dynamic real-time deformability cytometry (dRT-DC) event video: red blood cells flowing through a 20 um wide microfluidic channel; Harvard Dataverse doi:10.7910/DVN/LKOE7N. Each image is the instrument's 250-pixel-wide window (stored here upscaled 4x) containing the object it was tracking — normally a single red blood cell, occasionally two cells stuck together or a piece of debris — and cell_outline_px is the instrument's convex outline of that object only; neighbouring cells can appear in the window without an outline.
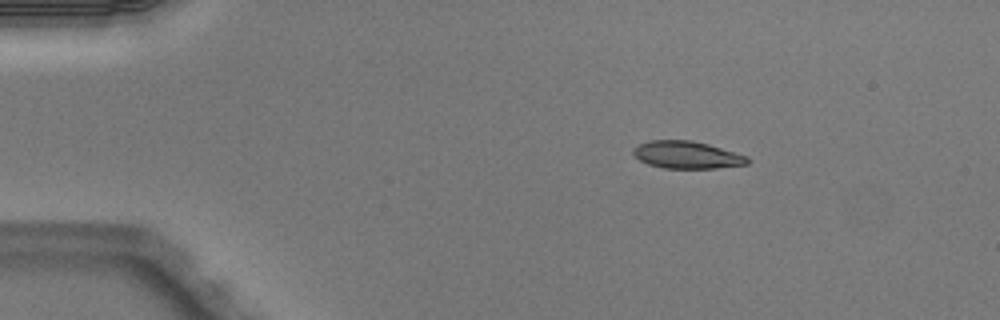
{"species": "Egyptian fruit bat (a non-hibernating species)", "species_latin": "Rousettus aegyptiacus", "temperature_condition": "warm", "stored_images_in_passage": 43, "camera_frame_rate_fps": 3000, "um_per_image_px": 0.085, "animal": {"sex": "male"}, "frame": {"image": 1, "passage_image": 1, "time_ms": 0.0, "image_size_px": [1000, 320], "cell_outline_px": [[752, 160], [748, 164], [716, 168], [664, 168], [648, 164], [640, 160], [632, 152], [632, 148], [648, 140], [692, 140], [708, 144], [748, 156]], "centroid_in_image_um": [58.41, 13.16], "position_along_channel_um": 26.6, "area_um2": 18.26}}
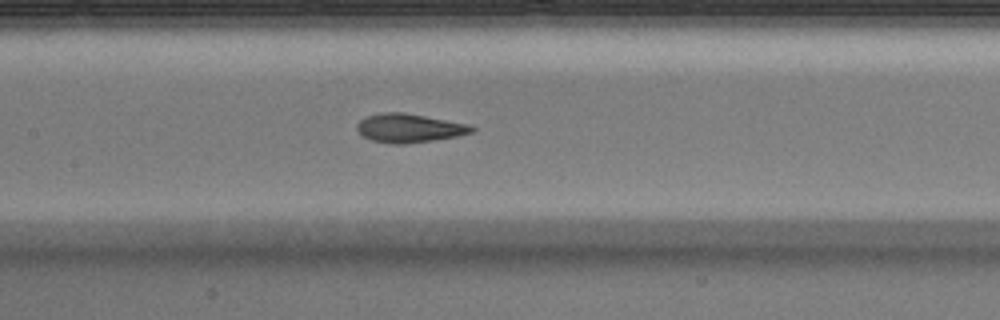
{"frame": {"image": 2, "passage_image": 17, "time_ms": 5.333, "image_size_px": [1000, 320], "cell_outline_px": [[476, 128], [472, 132], [460, 136], [404, 144], [392, 144], [372, 140], [360, 136], [356, 128], [356, 124], [360, 120], [368, 116], [384, 112], [404, 112], [472, 124]], "centroid_in_image_um": [34.8, 10.88], "position_along_channel_um": 172.6, "area_um2": 19.48}}
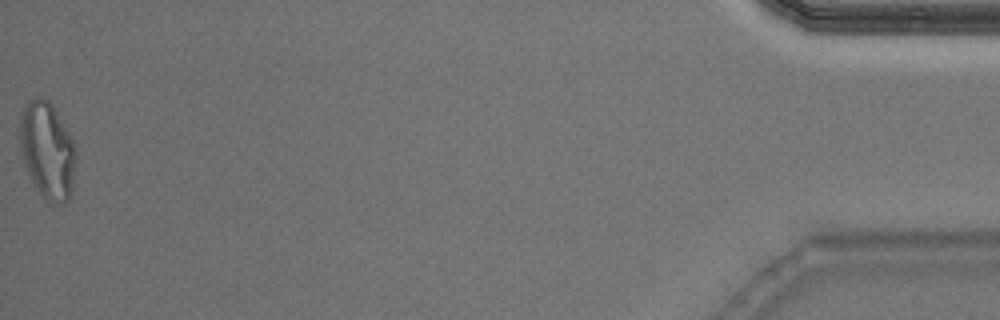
{"frame": {"image": 3, "passage_image": 43, "time_ms": 14.0, "image_size_px": [1000, 320], "cell_outline_px": [[76, 160], [72, 188], [68, 200], [60, 204], [44, 200], [32, 180], [24, 160], [20, 148], [20, 120], [24, 108], [36, 96], [40, 96], [48, 100], [56, 112], [76, 144]], "centroid_in_image_um": [4.05, 12.8], "position_along_channel_um": 431.1, "area_um2": 31.21}, "authors_computed_cell_mechanics": {"area_um2": 19.3052, "velocity_mm_per_s": 4.0599, "shape_relaxation_time_tau1_ms": 4.195, "shape_relaxation_time_tau2_ms": 1.295, "deformation_change_tau1": 0.1904, "deformation_change_tau2": 0.0783}}